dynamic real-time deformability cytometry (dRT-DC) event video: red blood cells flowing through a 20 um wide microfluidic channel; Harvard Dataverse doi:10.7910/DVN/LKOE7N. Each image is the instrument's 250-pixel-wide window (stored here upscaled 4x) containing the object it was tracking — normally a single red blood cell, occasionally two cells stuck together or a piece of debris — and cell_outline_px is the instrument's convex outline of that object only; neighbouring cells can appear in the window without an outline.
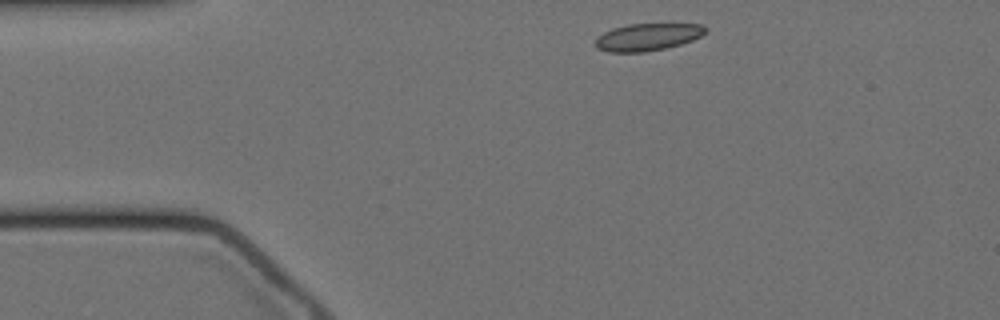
{"species": "Egyptian fruit bat (a non-hibernating species)", "species_latin": "Rousettus aegyptiacus", "temperature_condition": "cold", "stored_images_in_passage": 50, "camera_frame_rate_fps": 3000, "um_per_image_px": 0.085, "animal": {"sex": "female"}, "frame": {"image": 1, "passage_image": 1, "time_ms": 0.0, "image_size_px": [1000, 320], "cell_outline_px": [[708, 28], [700, 36], [692, 40], [680, 44], [664, 48], [644, 52], [608, 52], [596, 48], [596, 36], [612, 28], [628, 24], [700, 24]], "centroid_in_image_um": [55.0, 3.14], "position_along_channel_um": 30.0, "area_um2": 17.4}}
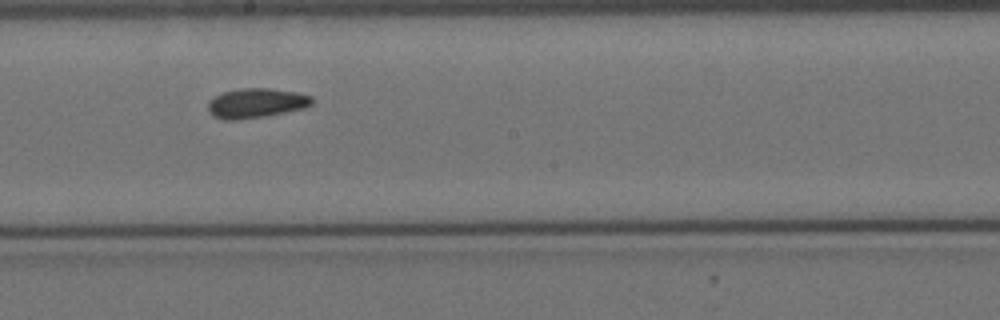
{"frame": {"image": 2, "passage_image": 22, "time_ms": 7.0, "image_size_px": [1000, 320], "cell_outline_px": [[312, 104], [304, 108], [264, 116], [236, 120], [224, 120], [212, 116], [208, 112], [208, 100], [224, 92], [240, 88], [268, 88], [296, 92], [312, 96]], "centroid_in_image_um": [21.74, 8.76], "position_along_channel_um": 226.5, "area_um2": 17.92}}
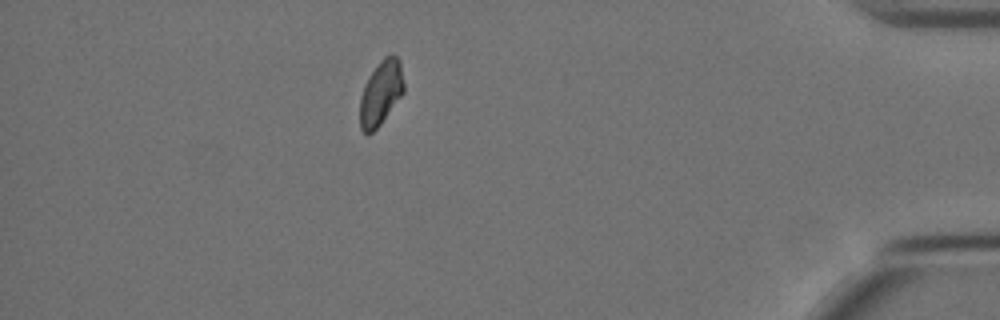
{"frame": {"image": 3, "passage_image": 42, "time_ms": 13.667, "image_size_px": [1000, 320], "cell_outline_px": [[404, 92], [380, 124], [368, 136], [360, 128], [360, 96], [364, 84], [368, 76], [380, 60], [384, 56], [396, 56], [400, 60], [404, 84]], "centroid_in_image_um": [32.36, 7.9], "position_along_channel_um": 402.8, "area_um2": 16.53}, "authors_computed_cell_mechanics": {"area_um2": 17.1666, "velocity_mm_per_s": 3.4085, "shape_relaxation_time_tau1_ms": null, "shape_relaxation_time_tau2_ms": 2.3481, "deformation_change_tau1": null, "deformation_change_tau2": 0.0552}}